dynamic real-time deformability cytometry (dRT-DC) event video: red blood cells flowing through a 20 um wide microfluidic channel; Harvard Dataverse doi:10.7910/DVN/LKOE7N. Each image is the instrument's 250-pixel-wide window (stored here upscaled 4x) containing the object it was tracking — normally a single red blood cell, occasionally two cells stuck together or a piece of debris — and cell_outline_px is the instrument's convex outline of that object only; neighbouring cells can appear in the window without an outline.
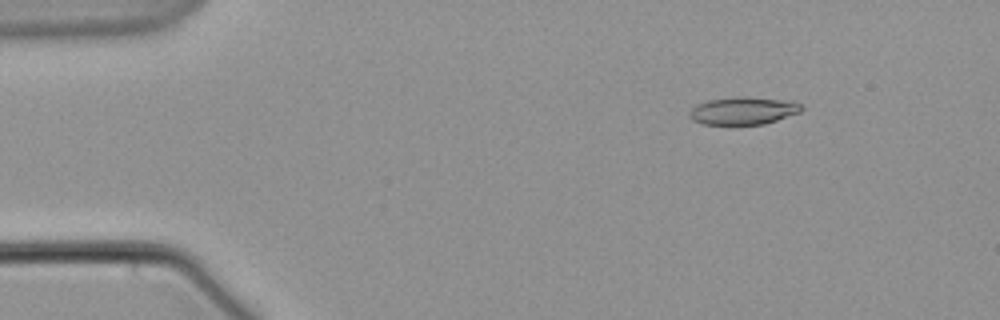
{"species": "common noctule bat (a hibernating species)", "species_latin": "Nyctalus noctula", "temperature_condition": "warm", "stored_images_in_passage": 5, "camera_frame_rate_fps": 3000, "um_per_image_px": 0.085, "animal": {"sex": "male", "body_mass_g": 21.5, "forearm_length_mm": 52.0}, "frame": {"image": 1, "passage_image": 3, "time_ms": 2.333, "image_size_px": [1000, 320], "cell_outline_px": [[804, 108], [800, 112], [764, 124], [704, 124], [692, 120], [688, 116], [692, 108], [696, 104], [708, 100], [792, 100], [804, 104]], "centroid_in_image_um": [63.2, 9.47], "position_along_channel_um": 21.8, "area_um2": 16.94}}
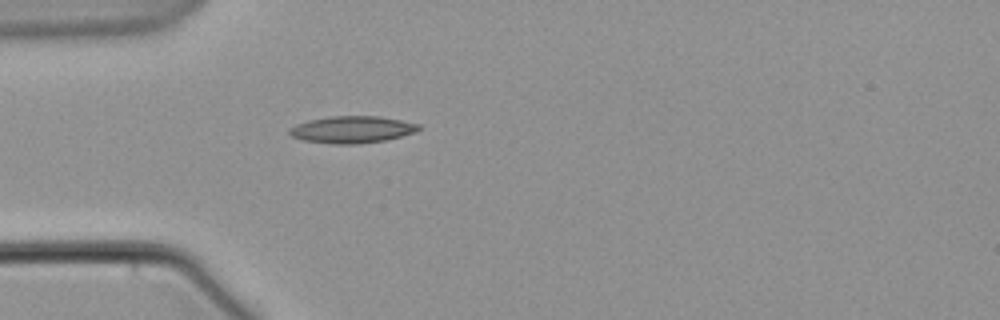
{"frame": {"image": 2, "passage_image": 5, "time_ms": 5.667, "image_size_px": [1000, 320], "cell_outline_px": [[420, 128], [416, 132], [384, 140], [360, 144], [332, 144], [304, 140], [292, 136], [288, 132], [288, 128], [296, 124], [308, 120], [328, 116], [380, 116], [420, 124]], "centroid_in_image_um": [29.9, 11.0], "position_along_channel_um": 55.1, "area_um2": 20.35}}